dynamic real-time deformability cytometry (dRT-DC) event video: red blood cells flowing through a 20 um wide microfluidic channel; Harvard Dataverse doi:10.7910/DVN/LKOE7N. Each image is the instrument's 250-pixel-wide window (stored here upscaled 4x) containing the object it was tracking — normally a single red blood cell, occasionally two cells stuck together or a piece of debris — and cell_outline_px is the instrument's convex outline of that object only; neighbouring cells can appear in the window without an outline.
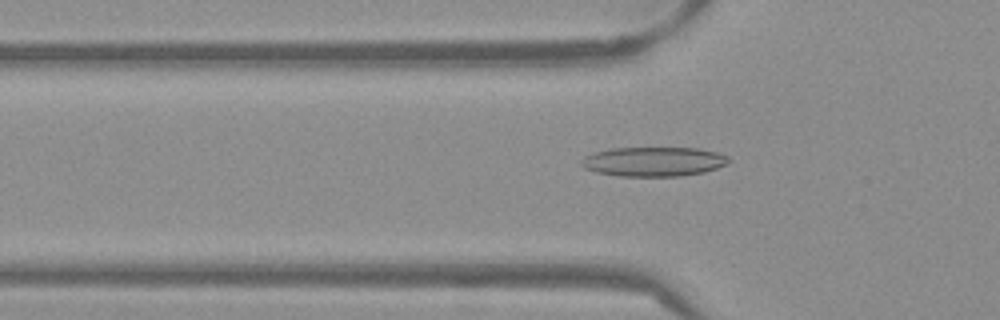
{"species": "Egyptian fruit bat (a non-hibernating species)", "species_latin": "Rousettus aegyptiacus", "temperature_condition": "warm", "stored_images_in_passage": 52, "camera_frame_rate_fps": 3000, "um_per_image_px": 0.085, "frame": {"image": 1, "passage_image": 17, "time_ms": 5.333, "image_size_px": [1000, 320], "cell_outline_px": [[732, 160], [728, 164], [704, 172], [680, 176], [620, 176], [596, 172], [584, 168], [580, 164], [580, 160], [584, 156], [592, 152], [612, 148], [700, 148], [716, 152], [728, 156]], "centroid_in_image_um": [55.55, 13.73], "position_along_channel_um": 70.2, "area_um2": 25.49}}
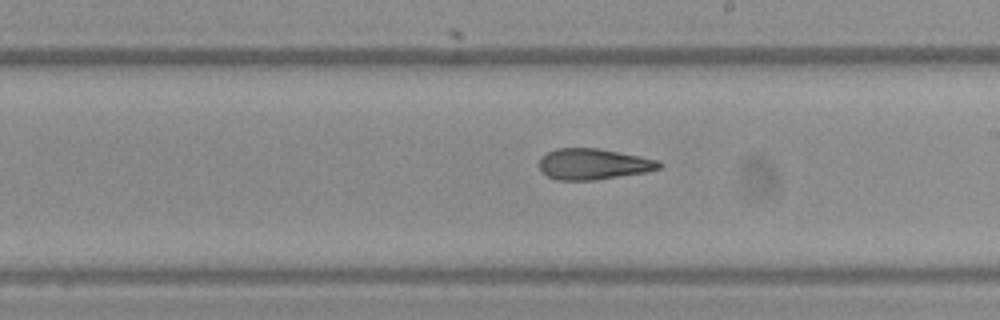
{"frame": {"image": 2, "passage_image": 30, "time_ms": 9.667, "image_size_px": [1000, 320], "cell_outline_px": [[664, 164], [660, 168], [648, 172], [596, 180], [560, 180], [548, 176], [540, 168], [540, 156], [556, 148], [600, 148], [660, 160]], "centroid_in_image_um": [50.49, 13.94], "position_along_channel_um": 238.5, "area_um2": 21.79}}
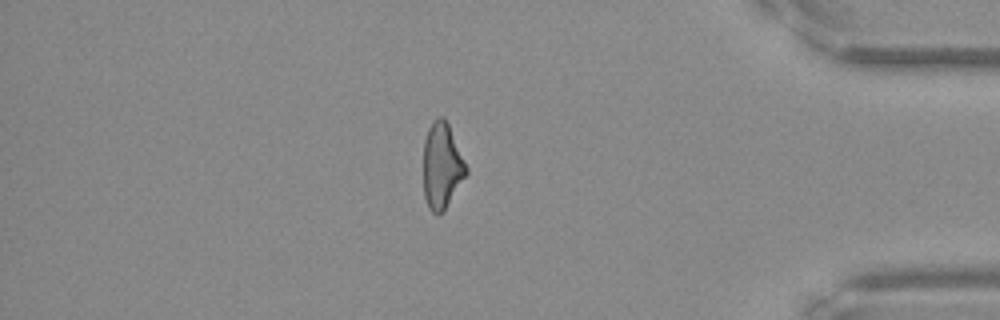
{"frame": {"image": 3, "passage_image": 45, "time_ms": 14.667, "image_size_px": [1000, 320], "cell_outline_px": [[468, 172], [444, 212], [436, 216], [428, 208], [424, 196], [424, 140], [428, 128], [432, 120], [440, 116], [444, 116], [448, 124], [468, 168]], "centroid_in_image_um": [37.55, 14.12], "position_along_channel_um": 397.6, "area_um2": 21.56}, "authors_computed_cell_mechanics": {"area_um2": 22.2819, "velocity_mm_per_s": 3.8593, "shape_relaxation_time_tau1_ms": null, "shape_relaxation_time_tau2_ms": 3.584, "deformation_change_tau1": null, "deformation_change_tau2": 0.1327}}